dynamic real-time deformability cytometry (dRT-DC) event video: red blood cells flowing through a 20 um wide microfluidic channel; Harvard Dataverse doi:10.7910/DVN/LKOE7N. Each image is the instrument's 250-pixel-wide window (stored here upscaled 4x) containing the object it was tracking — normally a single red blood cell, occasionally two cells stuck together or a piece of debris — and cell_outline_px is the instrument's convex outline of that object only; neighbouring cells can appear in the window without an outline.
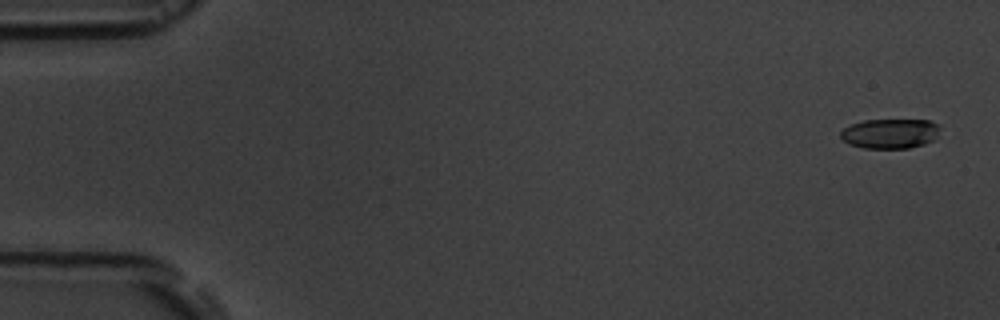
{"species": "common noctule bat (a hibernating species)", "species_latin": "Nyctalus noctula", "temperature_condition": "room temperature", "stored_images_in_passage": 6, "camera_frame_rate_fps": 3000, "um_per_image_px": 0.085, "animal": {"sex": "male", "body_mass_g": 19.5, "forearm_length_mm": 54.6}, "frame": {"image": 1, "passage_image": 1, "time_ms": 0.0, "image_size_px": [1000, 320], "cell_outline_px": [[940, 128], [936, 136], [932, 140], [924, 144], [908, 148], [864, 148], [848, 144], [840, 136], [840, 132], [844, 128], [852, 124], [864, 120], [928, 120], [940, 124]], "centroid_in_image_um": [75.66, 11.35], "position_along_channel_um": 9.3, "area_um2": 17.22}}